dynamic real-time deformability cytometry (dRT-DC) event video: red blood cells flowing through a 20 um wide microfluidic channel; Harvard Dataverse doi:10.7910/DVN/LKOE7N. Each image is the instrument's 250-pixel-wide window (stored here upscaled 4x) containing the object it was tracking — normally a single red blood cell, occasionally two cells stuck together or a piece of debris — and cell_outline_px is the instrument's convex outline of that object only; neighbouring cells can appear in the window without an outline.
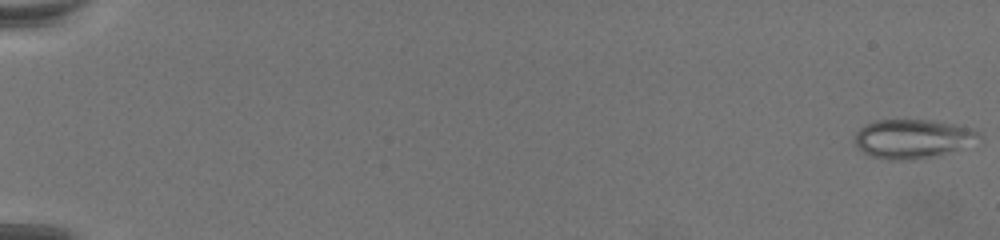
{"species": "common noctule bat (a hibernating species)", "species_latin": "Nyctalus noctula", "temperature_condition": "warm", "stored_images_in_passage": 64, "camera_frame_rate_fps": 3000, "um_per_image_px": 0.085, "animal": {"sex": "female", "body_mass_g": 19.5, "forearm_length_mm": 54.1}, "frame": {"image": 1, "passage_image": 1, "time_ms": 0.0, "image_size_px": [1000, 240], "cell_outline_px": [[980, 136], [960, 148], [932, 156], [904, 160], [888, 160], [868, 156], [852, 140], [856, 132], [860, 128], [876, 120], [932, 120], [956, 124], [972, 128]], "centroid_in_image_um": [77.48, 11.78], "position_along_channel_um": 7.5, "area_um2": 27.74}}
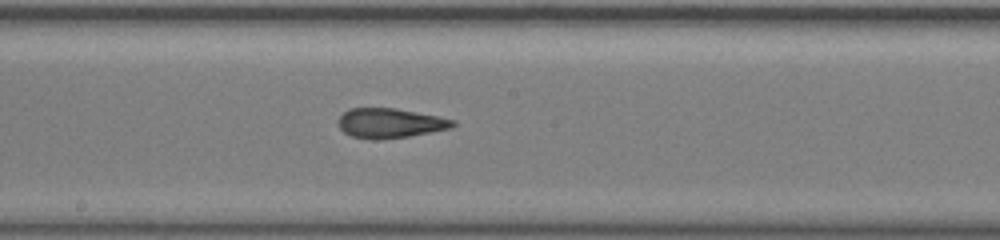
{"frame": {"image": 2, "passage_image": 42, "time_ms": 13.667, "image_size_px": [1000, 240], "cell_outline_px": [[456, 124], [452, 128], [408, 136], [376, 140], [372, 140], [352, 136], [344, 132], [340, 128], [336, 120], [348, 108], [396, 108], [456, 120]], "centroid_in_image_um": [33.13, 10.46], "position_along_channel_um": 215.1, "area_um2": 19.83}}
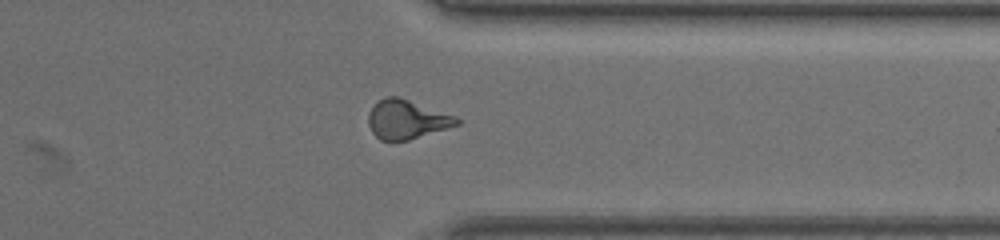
{"frame": {"image": 3, "passage_image": 58, "time_ms": 19.0, "image_size_px": [1000, 240], "cell_outline_px": [[460, 124], [448, 128], [408, 140], [380, 140], [372, 132], [368, 124], [368, 112], [384, 96], [400, 96], [456, 116], [460, 120]], "centroid_in_image_um": [34.58, 10.14], "position_along_channel_um": 376.8, "area_um2": 20.11}}